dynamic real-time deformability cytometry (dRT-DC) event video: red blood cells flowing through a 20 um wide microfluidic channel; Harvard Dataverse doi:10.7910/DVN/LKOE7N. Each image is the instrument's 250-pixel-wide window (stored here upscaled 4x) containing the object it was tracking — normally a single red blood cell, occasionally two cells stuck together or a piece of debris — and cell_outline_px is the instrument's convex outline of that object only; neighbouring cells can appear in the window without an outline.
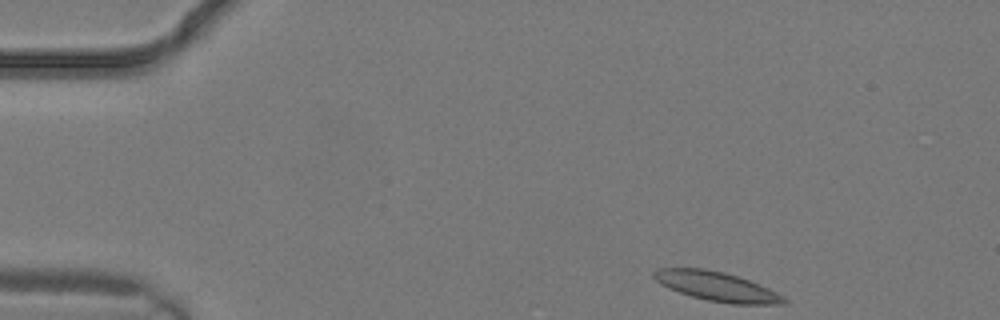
{"species": "common noctule bat (a hibernating species)", "species_latin": "Nyctalus noctula", "temperature_condition": "warm", "stored_images_in_passage": 1, "camera_frame_rate_fps": 3000, "um_per_image_px": 0.085, "animal": {"sex": "male", "body_mass_g": 19.2, "forearm_length_mm": 51.8}, "frame": {"image": 1, "passage_image": 1, "time_ms": 0.0, "image_size_px": [1000, 320], "cell_outline_px": [[788, 304], [732, 304], [708, 300], [692, 296], [668, 288], [660, 284], [652, 276], [652, 272], [656, 268], [704, 268], [724, 272], [748, 280], [768, 288], [784, 296], [788, 300]], "centroid_in_image_um": [60.91, 24.34], "position_along_channel_um": 24.1, "area_um2": 22.14}}